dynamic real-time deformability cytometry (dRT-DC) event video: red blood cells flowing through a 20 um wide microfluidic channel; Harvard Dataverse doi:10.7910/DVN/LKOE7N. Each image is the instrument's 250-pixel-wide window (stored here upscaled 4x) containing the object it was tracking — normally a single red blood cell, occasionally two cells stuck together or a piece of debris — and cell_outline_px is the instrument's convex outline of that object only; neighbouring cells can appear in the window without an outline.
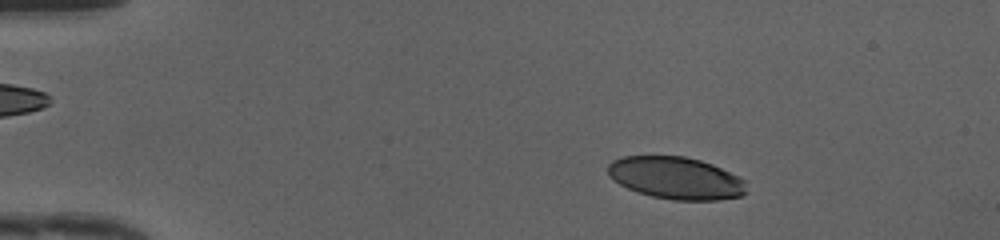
{"species": "human", "species_latin": "Homo sapiens", "temperature_condition": "cold", "stored_images_in_passage": 47, "camera_frame_rate_fps": 3000, "um_per_image_px": 0.085, "donor": {"sex": "female"}, "frame": {"image": 1, "passage_image": 7, "time_ms": 2.0, "image_size_px": [1000, 240], "cell_outline_px": [[748, 192], [740, 196], [720, 200], [672, 200], [652, 196], [636, 192], [620, 184], [608, 176], [608, 164], [612, 160], [624, 156], [684, 156], [700, 160], [712, 164], [744, 180]], "centroid_in_image_um": [57.44, 15.14], "position_along_channel_um": 27.6, "area_um2": 34.1}}
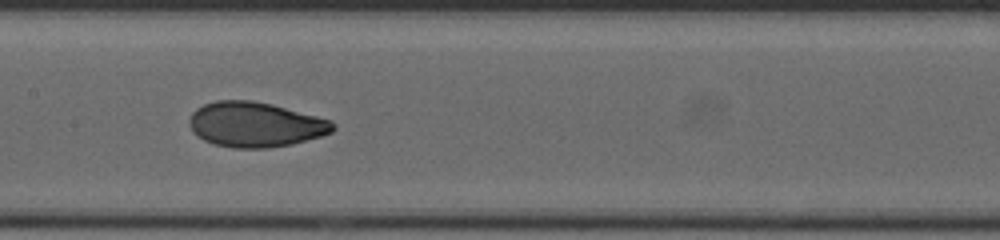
{"frame": {"image": 2, "passage_image": 24, "time_ms": 7.667, "image_size_px": [1000, 240], "cell_outline_px": [[336, 128], [332, 132], [320, 136], [292, 144], [268, 148], [232, 148], [212, 144], [196, 136], [192, 132], [188, 124], [188, 120], [192, 112], [196, 108], [204, 104], [216, 100], [252, 100], [272, 104], [332, 120], [336, 124]], "centroid_in_image_um": [21.67, 10.58], "position_along_channel_um": 185.7, "area_um2": 38.03}}
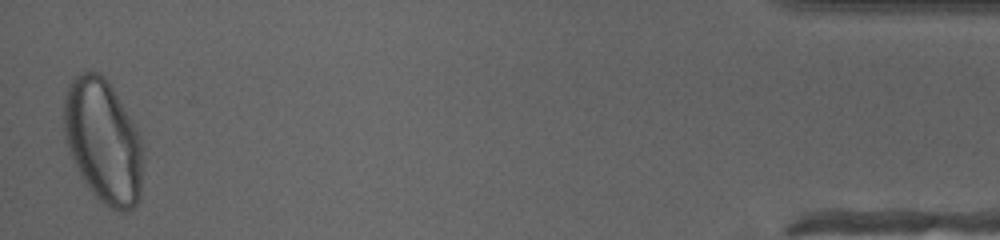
{"frame": {"image": 3, "passage_image": 47, "time_ms": 15.333, "image_size_px": [1000, 240], "cell_outline_px": [[144, 152], [140, 196], [136, 204], [132, 208], [124, 212], [120, 212], [108, 208], [92, 192], [80, 176], [68, 152], [64, 132], [64, 100], [68, 84], [80, 72], [92, 68], [100, 72], [108, 80], [132, 120], [140, 136]], "centroid_in_image_um": [8.77, 11.98], "position_along_channel_um": 426.4, "area_um2": 57.8}, "authors_computed_cell_mechanics": {"area_um2": 37.2232, "velocity_mm_per_s": 4.1965, "shape_relaxation_time_tau1_ms": 3.1027, "shape_relaxation_time_tau2_ms": 0.8101, "deformation_change_tau1": 0.1769, "deformation_change_tau2": 0.0508}}